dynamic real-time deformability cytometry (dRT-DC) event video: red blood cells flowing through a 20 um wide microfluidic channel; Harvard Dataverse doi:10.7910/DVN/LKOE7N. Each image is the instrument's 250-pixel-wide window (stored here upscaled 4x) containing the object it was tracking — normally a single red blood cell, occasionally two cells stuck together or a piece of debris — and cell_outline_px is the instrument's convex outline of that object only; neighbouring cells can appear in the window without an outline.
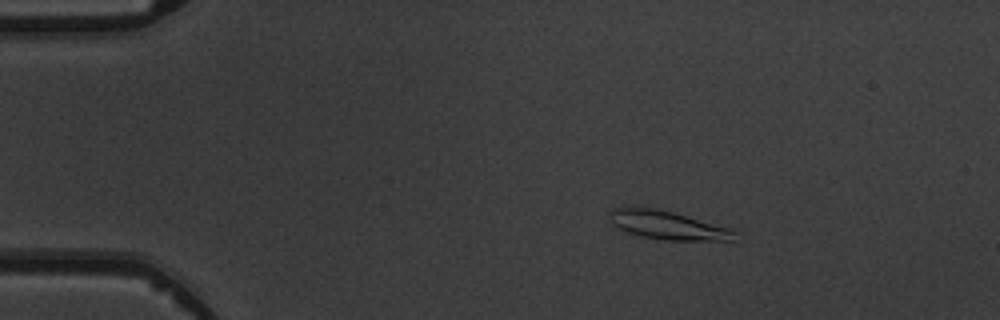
{"species": "common noctule bat (a hibernating species)", "species_latin": "Nyctalus noctula", "temperature_condition": "warm", "stored_images_in_passage": 5, "camera_frame_rate_fps": 3000, "um_per_image_px": 0.085, "animal": {"sex": "male", "body_mass_g": 19.5, "forearm_length_mm": 54.6}, "frame": {"image": 1, "passage_image": 3, "time_ms": 2.333, "image_size_px": [1000, 320], "cell_outline_px": [[740, 232], [732, 240], [664, 240], [640, 236], [628, 232], [612, 224], [608, 212], [612, 208], [652, 208], [672, 212], [732, 228]], "centroid_in_image_um": [56.79, 19.15], "position_along_channel_um": 28.2, "area_um2": 20.58}}